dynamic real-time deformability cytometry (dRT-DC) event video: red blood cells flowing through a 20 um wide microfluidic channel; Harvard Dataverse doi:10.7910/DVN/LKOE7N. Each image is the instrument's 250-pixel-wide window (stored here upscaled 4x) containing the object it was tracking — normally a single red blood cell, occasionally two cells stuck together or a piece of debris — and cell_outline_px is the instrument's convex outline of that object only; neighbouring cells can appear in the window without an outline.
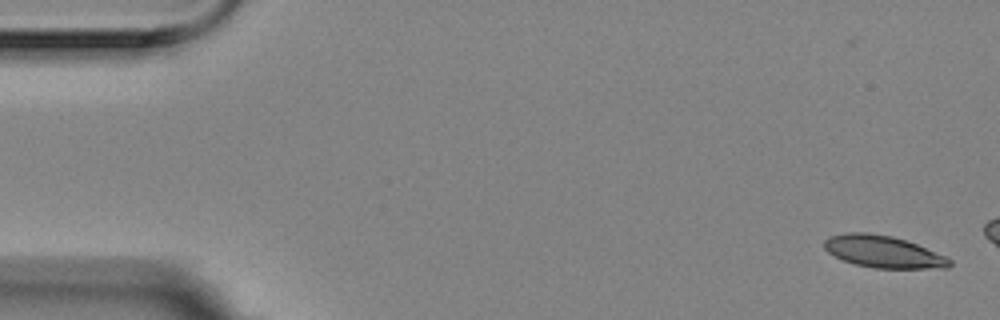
{"species": "Egyptian fruit bat (a non-hibernating species)", "species_latin": "Rousettus aegyptiacus", "temperature_condition": "room temperature", "stored_images_in_passage": 13, "camera_frame_rate_fps": 3000, "um_per_image_px": 0.085, "animal": {"sex": "female"}, "frame": {"image": 1, "passage_image": 1, "time_ms": 0.0, "image_size_px": [1000, 320], "cell_outline_px": [[952, 264], [948, 268], [876, 268], [856, 264], [844, 260], [828, 252], [824, 248], [824, 240], [828, 236], [848, 232], [864, 232], [892, 236], [916, 244], [944, 256], [952, 260]], "centroid_in_image_um": [75.05, 21.39], "position_along_channel_um": 9.9, "area_um2": 23.12}}